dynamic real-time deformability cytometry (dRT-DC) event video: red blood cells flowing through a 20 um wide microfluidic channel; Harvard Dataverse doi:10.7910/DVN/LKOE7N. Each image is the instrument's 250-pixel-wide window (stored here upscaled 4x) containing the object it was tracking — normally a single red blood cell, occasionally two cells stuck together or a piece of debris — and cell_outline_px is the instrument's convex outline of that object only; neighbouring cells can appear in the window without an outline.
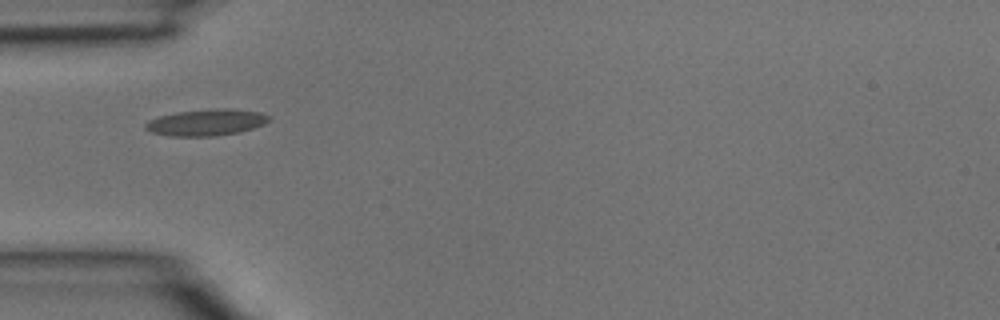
{"species": "common noctule bat (a hibernating species)", "species_latin": "Nyctalus noctula", "temperature_condition": "room temperature", "stored_images_in_passage": 3, "camera_frame_rate_fps": 3000, "um_per_image_px": 0.085, "animal": {"sex": "male", "body_mass_g": 15.6}, "frame": {"image": 1, "passage_image": 3, "time_ms": 0.667, "image_size_px": [1000, 320], "cell_outline_px": [[272, 120], [264, 124], [240, 132], [216, 136], [168, 136], [152, 132], [144, 128], [144, 124], [148, 120], [160, 116], [176, 112], [216, 108], [232, 108], [260, 112], [272, 116]], "centroid_in_image_um": [17.57, 10.4], "position_along_channel_um": 67.4, "area_um2": 19.31}}